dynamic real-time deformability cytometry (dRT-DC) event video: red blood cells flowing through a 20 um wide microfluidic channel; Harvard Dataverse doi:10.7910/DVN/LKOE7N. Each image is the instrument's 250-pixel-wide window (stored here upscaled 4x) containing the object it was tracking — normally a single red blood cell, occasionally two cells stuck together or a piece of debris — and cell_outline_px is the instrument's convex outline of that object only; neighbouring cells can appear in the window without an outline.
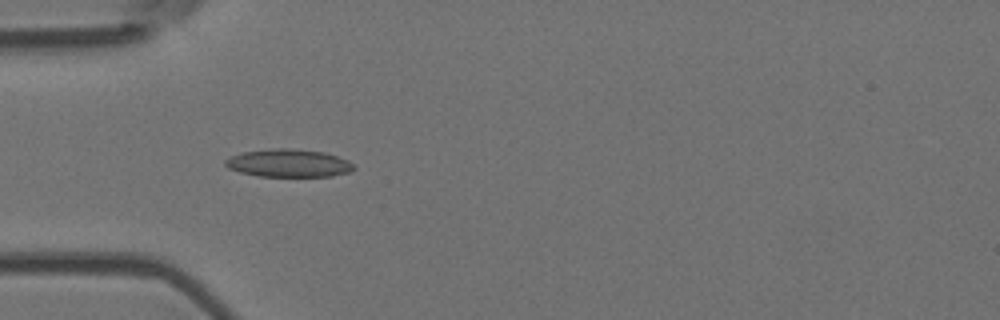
{"species": "Egyptian fruit bat (a non-hibernating species)", "species_latin": "Rousettus aegyptiacus", "temperature_condition": "room temperature", "stored_images_in_passage": 5, "camera_frame_rate_fps": 3000, "um_per_image_px": 0.085, "animal": {"sex": "female"}, "frame": {"image": 1, "passage_image": 4, "time_ms": 1.0, "image_size_px": [1000, 320], "cell_outline_px": [[356, 168], [352, 172], [332, 176], [260, 176], [240, 172], [228, 168], [224, 164], [224, 160], [232, 156], [244, 152], [272, 148], [288, 148], [324, 152], [348, 160]], "centroid_in_image_um": [24.55, 13.87], "position_along_channel_um": 60.4, "area_um2": 20.81}}
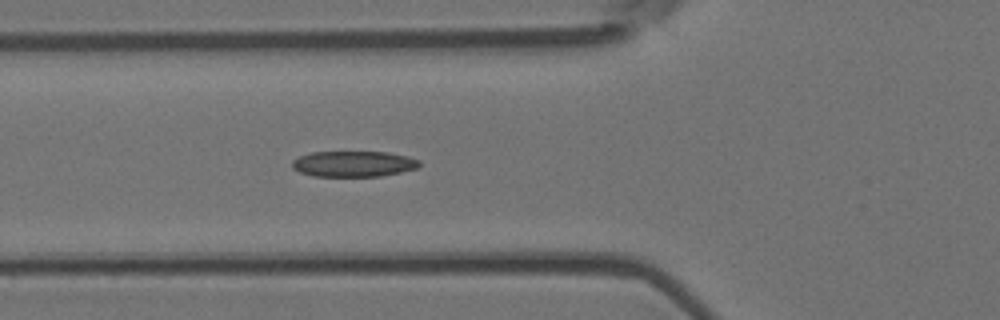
{"frame": {"image": 2, "passage_image": 5, "time_ms": 1.333, "image_size_px": [1000, 320], "cell_outline_px": [[420, 168], [380, 176], [312, 176], [300, 172], [292, 168], [292, 160], [300, 156], [312, 152], [388, 152], [408, 156], [420, 160]], "centroid_in_image_um": [30.07, 13.93], "position_along_channel_um": 95.7, "area_um2": 19.19}}